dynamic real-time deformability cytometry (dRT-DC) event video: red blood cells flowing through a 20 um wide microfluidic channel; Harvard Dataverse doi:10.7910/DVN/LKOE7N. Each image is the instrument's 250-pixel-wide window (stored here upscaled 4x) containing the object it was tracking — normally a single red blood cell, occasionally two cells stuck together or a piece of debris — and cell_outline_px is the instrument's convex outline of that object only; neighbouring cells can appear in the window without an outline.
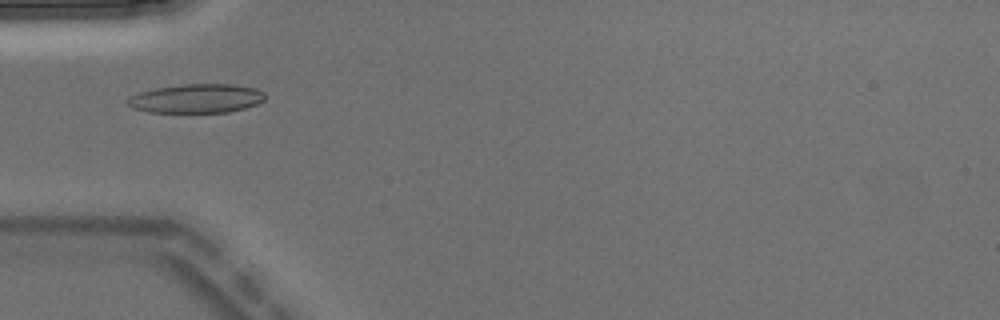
{"species": "Egyptian fruit bat (a non-hibernating species)", "species_latin": "Rousettus aegyptiacus", "temperature_condition": "warm", "stored_images_in_passage": 3, "camera_frame_rate_fps": 3000, "um_per_image_px": 0.085, "animal": {"sex": "male"}, "frame": {"image": 1, "passage_image": 3, "time_ms": 0.667, "image_size_px": [1000, 320], "cell_outline_px": [[264, 100], [256, 104], [244, 108], [228, 112], [148, 112], [132, 108], [124, 100], [140, 92], [156, 88], [184, 84], [232, 84], [256, 88], [264, 92]], "centroid_in_image_um": [16.69, 8.37], "position_along_channel_um": 68.3, "area_um2": 23.12}}